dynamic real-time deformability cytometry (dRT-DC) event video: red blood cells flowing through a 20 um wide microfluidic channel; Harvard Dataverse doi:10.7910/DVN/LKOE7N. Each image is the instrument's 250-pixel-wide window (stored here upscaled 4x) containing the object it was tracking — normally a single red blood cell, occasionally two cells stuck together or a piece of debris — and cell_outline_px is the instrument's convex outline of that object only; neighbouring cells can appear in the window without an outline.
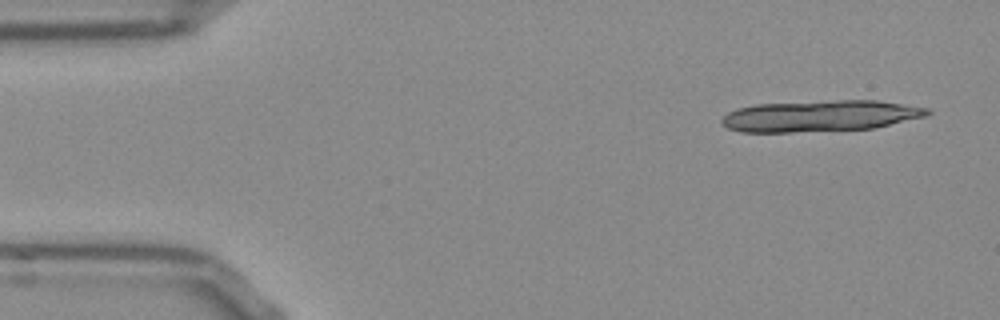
{"species": "Egyptian fruit bat (a non-hibernating species)", "species_latin": "Rousettus aegyptiacus", "temperature_condition": "room temperature", "stored_images_in_passage": 14, "camera_frame_rate_fps": 3000, "um_per_image_px": 0.085, "frame": {"image": 1, "passage_image": 1, "time_ms": 0.0, "image_size_px": [1000, 320], "cell_outline_px": [[932, 112], [928, 116], [876, 128], [792, 132], [740, 132], [728, 128], [720, 120], [728, 112], [736, 108], [756, 104], [840, 100], [876, 100], [932, 108]], "centroid_in_image_um": [69.77, 9.85], "position_along_channel_um": 15.2, "area_um2": 37.69}}